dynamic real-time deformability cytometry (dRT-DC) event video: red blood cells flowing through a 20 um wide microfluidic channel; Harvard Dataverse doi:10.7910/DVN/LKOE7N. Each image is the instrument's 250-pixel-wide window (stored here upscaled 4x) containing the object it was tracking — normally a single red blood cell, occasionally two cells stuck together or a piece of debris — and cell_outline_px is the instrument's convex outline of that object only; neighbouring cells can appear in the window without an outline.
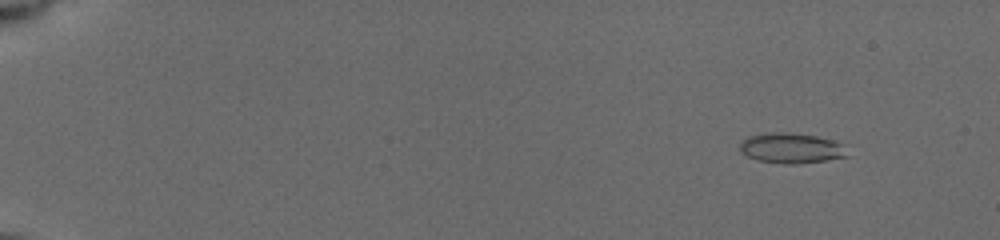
{"species": "common noctule bat (a hibernating species)", "species_latin": "Nyctalus noctula", "temperature_condition": "cold", "stored_images_in_passage": 31, "camera_frame_rate_fps": 3000, "um_per_image_px": 0.085, "animal": {"sex": "female", "body_mass_g": 19.5, "forearm_length_mm": 54.1}, "frame": {"image": 1, "passage_image": 5, "time_ms": 1.667, "image_size_px": [1000, 240], "cell_outline_px": [[848, 156], [828, 160], [796, 164], [784, 164], [760, 160], [748, 156], [740, 148], [740, 140], [748, 136], [764, 132], [792, 132], [816, 136], [832, 140], [840, 144]], "centroid_in_image_um": [67.21, 12.57], "position_along_channel_um": 17.8, "area_um2": 18.84}}
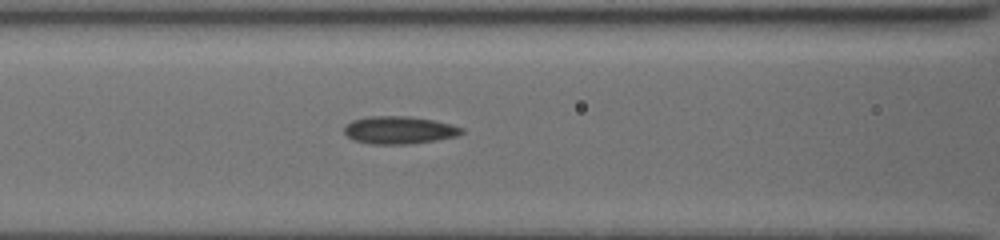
{"frame": {"image": 2, "passage_image": 21, "time_ms": 8.333, "image_size_px": [1000, 240], "cell_outline_px": [[464, 132], [456, 136], [436, 140], [412, 144], [368, 144], [352, 140], [344, 132], [344, 128], [352, 120], [372, 116], [408, 116], [432, 120], [464, 128]], "centroid_in_image_um": [33.91, 11.07], "position_along_channel_um": 132.7, "area_um2": 18.84}}
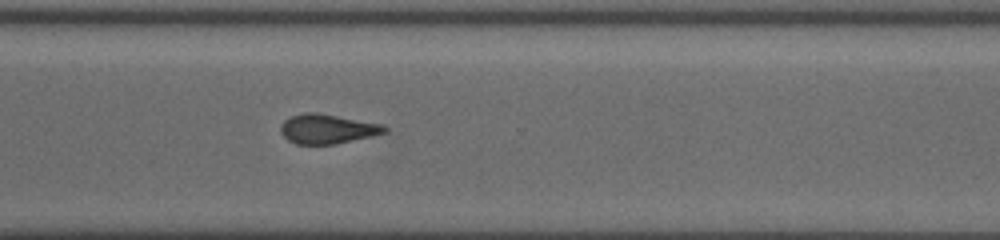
{"frame": {"image": 3, "passage_image": 31, "time_ms": 13.667, "image_size_px": [1000, 240], "cell_outline_px": [[388, 128], [384, 132], [336, 144], [296, 144], [288, 140], [280, 132], [280, 128], [284, 120], [292, 116], [308, 112], [316, 112], [380, 124]], "centroid_in_image_um": [27.76, 10.96], "position_along_channel_um": 342.8, "area_um2": 17.4}}